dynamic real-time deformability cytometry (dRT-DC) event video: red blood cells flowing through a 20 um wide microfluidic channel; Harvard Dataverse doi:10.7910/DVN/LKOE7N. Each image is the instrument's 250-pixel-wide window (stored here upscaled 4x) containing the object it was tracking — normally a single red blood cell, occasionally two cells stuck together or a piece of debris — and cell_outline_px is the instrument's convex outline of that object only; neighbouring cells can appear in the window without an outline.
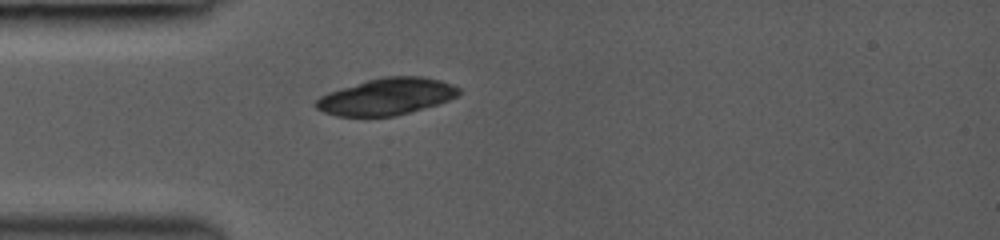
{"species": "common noctule bat (a hibernating species)", "species_latin": "Nyctalus noctula", "temperature_condition": "room temperature", "stored_images_in_passage": 10, "camera_frame_rate_fps": 3000, "um_per_image_px": 0.085, "animal": {"sex": "female", "body_mass_g": 19.0, "forearm_length_mm": 53.3}, "frame": {"image": 1, "passage_image": 1, "time_ms": 0.0, "image_size_px": [1000, 240], "cell_outline_px": [[460, 92], [456, 96], [448, 100], [436, 104], [408, 112], [392, 116], [336, 116], [324, 112], [316, 108], [312, 104], [320, 96], [328, 92], [368, 80], [384, 76], [420, 76], [440, 80], [452, 84], [460, 88]], "centroid_in_image_um": [32.83, 8.2], "position_along_channel_um": 52.2, "area_um2": 30.29}}
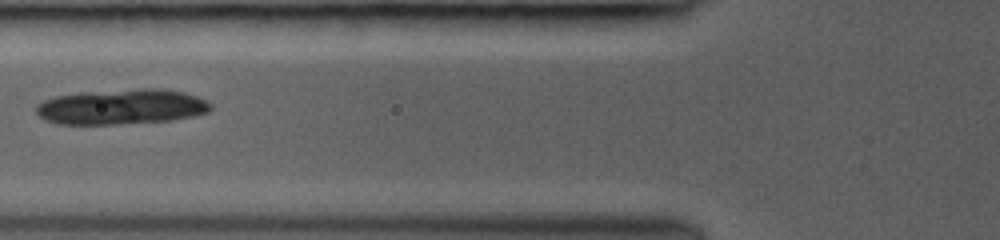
{"frame": {"image": 2, "passage_image": 4, "time_ms": 1.667, "image_size_px": [1000, 240], "cell_outline_px": [[212, 108], [208, 112], [196, 116], [172, 120], [116, 124], [60, 124], [44, 120], [36, 112], [36, 104], [44, 100], [56, 96], [80, 92], [144, 88], [160, 88], [184, 92], [208, 100], [212, 104]], "centroid_in_image_um": [10.36, 9.07], "position_along_channel_um": 115.4, "area_um2": 36.18}}